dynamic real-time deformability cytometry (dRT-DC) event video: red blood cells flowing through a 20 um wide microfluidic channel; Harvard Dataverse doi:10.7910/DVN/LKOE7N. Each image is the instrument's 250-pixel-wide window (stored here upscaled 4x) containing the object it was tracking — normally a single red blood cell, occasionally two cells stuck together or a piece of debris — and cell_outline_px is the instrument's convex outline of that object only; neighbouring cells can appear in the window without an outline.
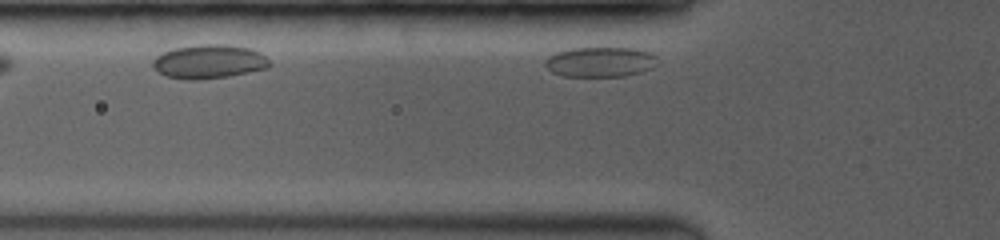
{"species": "common noctule bat (a hibernating species)", "species_latin": "Nyctalus noctula", "temperature_condition": "room temperature", "stored_images_in_passage": 7, "camera_frame_rate_fps": 3500, "um_per_image_px": 0.085, "animal": {"sex": "female", "body_mass_g": 19.0, "forearm_length_mm": 53.3}, "frame": {"image": 1, "passage_image": 7, "time_ms": 1.429, "image_size_px": [1000, 240], "cell_outline_px": [[656, 56], [652, 68], [640, 72], [624, 76], [560, 76], [552, 72], [544, 64], [544, 60], [548, 56], [556, 52], [572, 48], [636, 48], [652, 52]], "centroid_in_image_um": [50.99, 5.26], "position_along_channel_um": 74.8, "area_um2": 19.65}}